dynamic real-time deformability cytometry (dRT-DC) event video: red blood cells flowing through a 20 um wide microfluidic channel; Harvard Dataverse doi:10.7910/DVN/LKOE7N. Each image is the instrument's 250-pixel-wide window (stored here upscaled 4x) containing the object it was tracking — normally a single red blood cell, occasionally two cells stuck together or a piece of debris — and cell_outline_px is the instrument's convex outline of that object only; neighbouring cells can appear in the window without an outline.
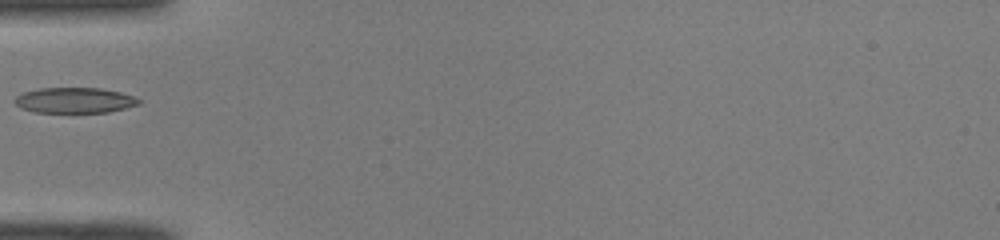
{"species": "common noctule bat (a hibernating species)", "species_latin": "Nyctalus noctula", "temperature_condition": "room temperature", "stored_images_in_passage": 33, "camera_frame_rate_fps": 3000, "um_per_image_px": 0.085, "animal": {"sex": "male", "body_mass_g": 19.0, "forearm_length_mm": 50.8}, "frame": {"image": 1, "passage_image": 1, "time_ms": 0.0, "image_size_px": [1000, 240], "cell_outline_px": [[140, 104], [108, 112], [32, 112], [20, 108], [12, 100], [16, 96], [24, 92], [40, 88], [100, 88], [120, 92], [132, 96], [140, 100]], "centroid_in_image_um": [6.29, 8.52], "position_along_channel_um": 78.7, "area_um2": 18.38}}